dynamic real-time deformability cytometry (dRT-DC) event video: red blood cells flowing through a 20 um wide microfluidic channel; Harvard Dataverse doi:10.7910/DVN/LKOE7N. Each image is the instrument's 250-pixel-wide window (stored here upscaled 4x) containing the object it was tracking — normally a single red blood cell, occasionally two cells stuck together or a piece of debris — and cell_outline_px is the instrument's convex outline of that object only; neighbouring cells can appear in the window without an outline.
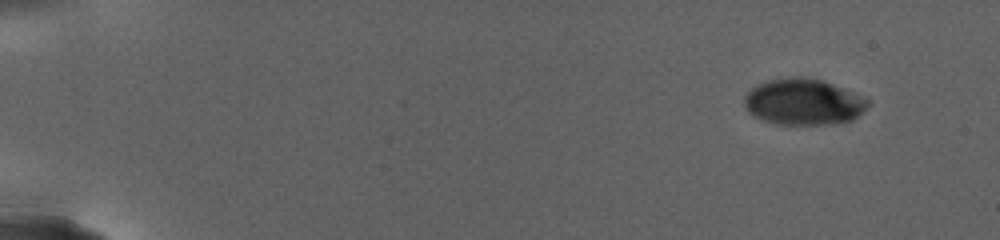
{"species": "human", "species_latin": "Homo sapiens", "temperature_condition": "warm", "stored_images_in_passage": 70, "camera_frame_rate_fps": 3000, "um_per_image_px": 0.085, "donor": {"sex": "female"}, "frame": {"image": 1, "passage_image": 1, "time_ms": 0.0, "image_size_px": [1000, 240], "cell_outline_px": [[872, 100], [852, 120], [832, 124], [776, 124], [760, 120], [748, 112], [744, 104], [744, 96], [752, 88], [768, 80], [792, 76], [804, 76], [820, 80], [868, 96]], "centroid_in_image_um": [68.3, 8.65], "position_along_channel_um": 16.7, "area_um2": 33.47}}
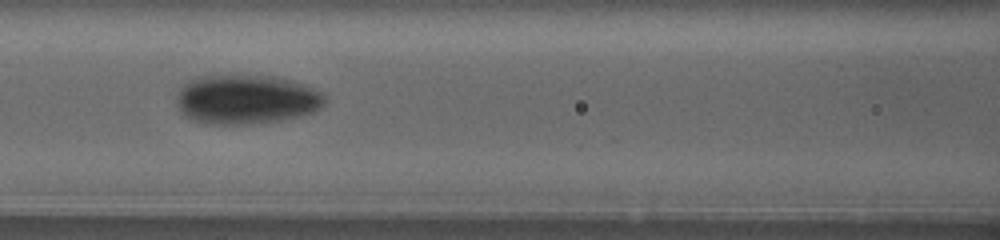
{"frame": {"image": 2, "passage_image": 40, "time_ms": 11.0, "image_size_px": [1000, 240], "cell_outline_px": [[328, 100], [316, 112], [300, 116], [280, 120], [248, 124], [204, 124], [192, 120], [184, 116], [180, 112], [176, 104], [176, 96], [180, 88], [188, 80], [212, 72], [240, 72], [276, 76], [292, 80], [304, 84], [324, 92], [328, 96]], "centroid_in_image_um": [20.92, 8.38], "position_along_channel_um": 145.7, "area_um2": 44.8}}
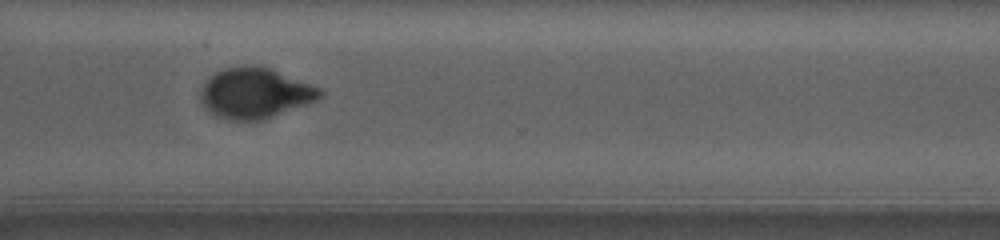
{"frame": {"image": 3, "passage_image": 69, "time_ms": 19.0, "image_size_px": [1000, 240], "cell_outline_px": [[324, 92], [316, 100], [264, 120], [228, 120], [216, 116], [200, 100], [200, 92], [204, 84], [216, 72], [224, 68], [248, 64], [268, 68], [324, 88]], "centroid_in_image_um": [21.7, 7.91], "position_along_channel_um": 348.9, "area_um2": 34.91}}